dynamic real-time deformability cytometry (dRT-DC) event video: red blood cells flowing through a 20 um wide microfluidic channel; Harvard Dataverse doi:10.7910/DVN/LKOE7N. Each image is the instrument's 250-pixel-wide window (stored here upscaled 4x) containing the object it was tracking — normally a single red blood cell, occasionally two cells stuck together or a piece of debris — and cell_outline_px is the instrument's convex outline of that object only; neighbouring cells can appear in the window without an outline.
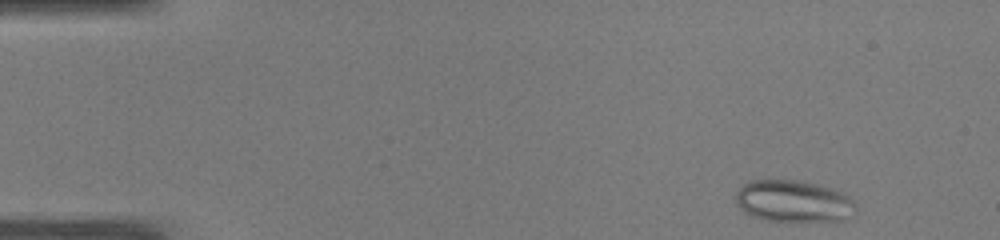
{"species": "common noctule bat (a hibernating species)", "species_latin": "Nyctalus noctula", "temperature_condition": "warm", "stored_images_in_passage": 47, "camera_frame_rate_fps": 3000, "um_per_image_px": 0.085, "animal": {"sex": "male", "body_mass_g": 19.0, "forearm_length_mm": 50.8}, "frame": {"image": 1, "passage_image": 2, "time_ms": 0.333, "image_size_px": [1000, 240], "cell_outline_px": [[856, 212], [844, 220], [768, 220], [752, 216], [744, 212], [736, 204], [736, 192], [744, 184], [752, 180], [800, 180], [832, 188], [844, 192], [856, 200]], "centroid_in_image_um": [67.49, 17.08], "position_along_channel_um": 17.5, "area_um2": 29.3}}
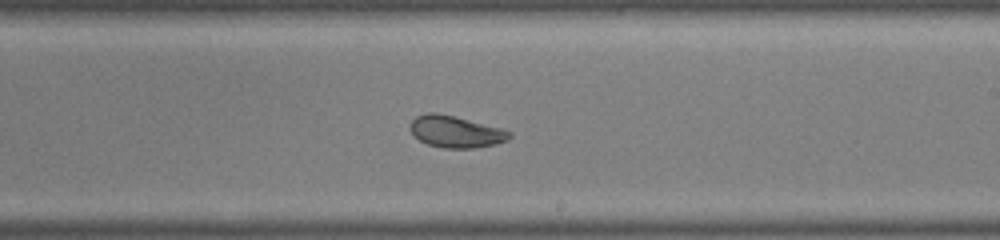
{"frame": {"image": 2, "passage_image": 27, "time_ms": 8.667, "image_size_px": [1000, 240], "cell_outline_px": [[512, 136], [508, 140], [496, 144], [472, 148], [444, 148], [428, 144], [420, 140], [408, 128], [408, 124], [416, 116], [428, 112], [436, 112], [500, 128], [512, 132]], "centroid_in_image_um": [38.72, 11.19], "position_along_channel_um": 250.3, "area_um2": 18.21}}
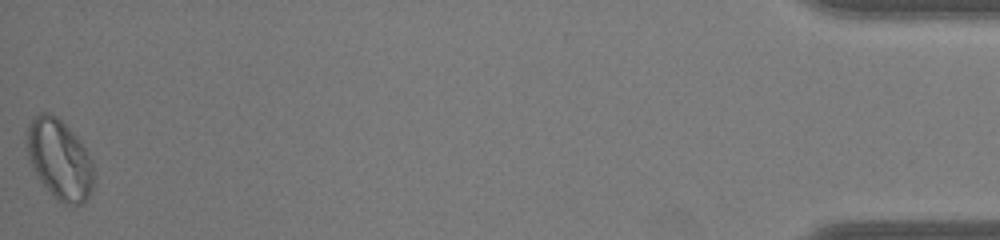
{"frame": {"image": 3, "passage_image": 47, "time_ms": 15.333, "image_size_px": [1000, 240], "cell_outline_px": [[92, 192], [84, 204], [64, 204], [56, 200], [40, 180], [28, 156], [28, 124], [32, 116], [40, 112], [48, 112], [56, 116], [76, 136], [92, 160]], "centroid_in_image_um": [5.06, 13.55], "position_along_channel_um": 430.1, "area_um2": 30.69}, "authors_computed_cell_mechanics": {"area_um2": 23.7558, "velocity_mm_per_s": 4.0697, "shape_relaxation_time_tau1_ms": null, "shape_relaxation_time_tau2_ms": 1.3393, "deformation_change_tau1": null, "deformation_change_tau2": 0.0586}}